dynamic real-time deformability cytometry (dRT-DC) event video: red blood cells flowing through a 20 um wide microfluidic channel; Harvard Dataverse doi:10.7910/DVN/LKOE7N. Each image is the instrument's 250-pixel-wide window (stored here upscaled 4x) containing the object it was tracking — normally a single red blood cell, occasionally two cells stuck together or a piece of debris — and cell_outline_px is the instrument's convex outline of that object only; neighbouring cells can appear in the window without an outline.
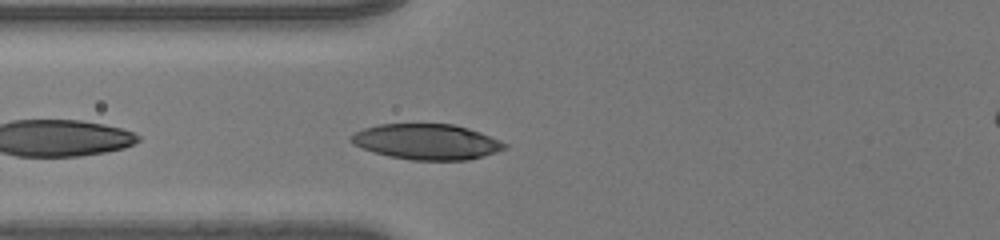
{"species": "human", "species_latin": "Homo sapiens", "temperature_condition": "room temperature", "stored_images_in_passage": 29, "camera_frame_rate_fps": 3000, "um_per_image_px": 0.085, "donor": {"sex": "male"}, "frame": {"image": 1, "passage_image": 3, "time_ms": 0.667, "image_size_px": [1000, 240], "cell_outline_px": [[508, 148], [496, 152], [468, 160], [412, 160], [388, 156], [352, 144], [348, 140], [348, 136], [364, 128], [380, 124], [452, 124], [468, 128], [480, 132], [500, 140], [508, 144]], "centroid_in_image_um": [36.27, 12.05], "position_along_channel_um": 89.5, "area_um2": 31.79}}
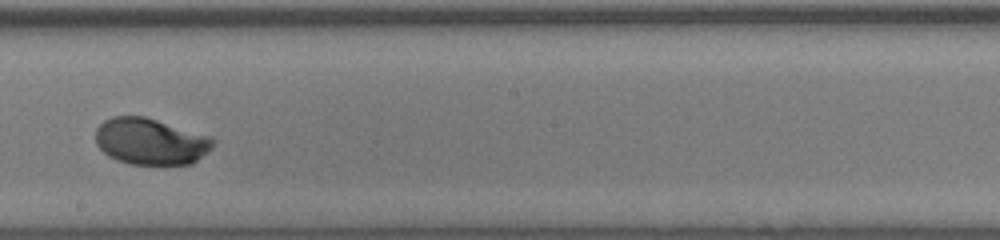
{"frame": {"image": 2, "passage_image": 14, "time_ms": 4.333, "image_size_px": [1000, 240], "cell_outline_px": [[216, 140], [212, 148], [192, 164], [132, 164], [116, 160], [108, 156], [96, 144], [96, 128], [104, 120], [112, 116], [144, 116], [212, 136]], "centroid_in_image_um": [12.81, 12.01], "position_along_channel_um": 235.4, "area_um2": 31.96}}
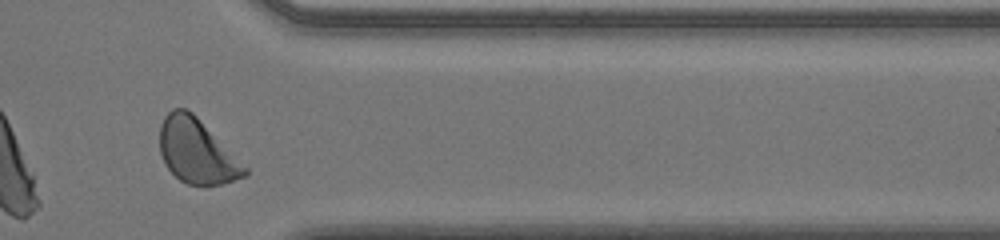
{"frame": {"image": 3, "passage_image": 26, "time_ms": 8.333, "image_size_px": [1000, 240], "cell_outline_px": [[248, 176], [220, 184], [188, 184], [180, 180], [164, 164], [160, 152], [160, 124], [164, 116], [172, 108], [188, 108], [248, 168]], "centroid_in_image_um": [16.71, 12.84], "position_along_channel_um": 394.7, "area_um2": 31.67}, "authors_computed_cell_mechanics": {"area_um2": 31.6166, "velocity_mm_per_s": 4.0031, "shape_relaxation_time_tau1_ms": 1.8046, "shape_relaxation_time_tau2_ms": null, "deformation_change_tau1": 0.1427, "deformation_change_tau2": null}}